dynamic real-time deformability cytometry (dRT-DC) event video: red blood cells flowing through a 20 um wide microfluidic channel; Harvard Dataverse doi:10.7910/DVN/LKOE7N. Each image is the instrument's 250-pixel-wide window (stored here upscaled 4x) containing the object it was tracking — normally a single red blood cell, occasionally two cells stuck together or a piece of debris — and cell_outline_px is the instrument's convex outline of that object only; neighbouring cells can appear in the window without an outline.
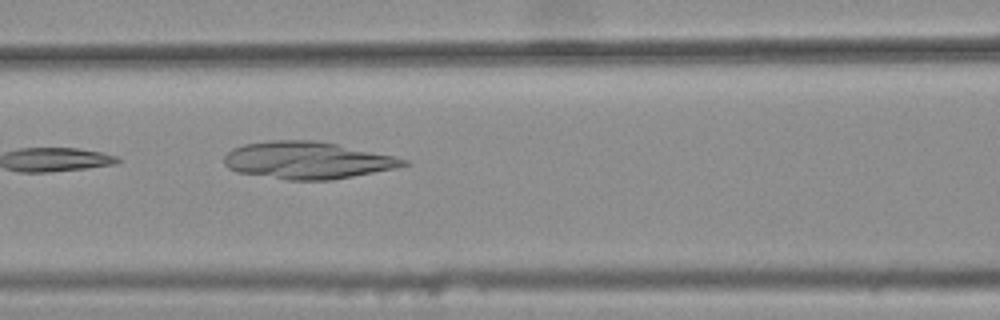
{"species": "common noctule bat (a hibernating species)", "species_latin": "Nyctalus noctula", "temperature_condition": "warm", "stored_images_in_passage": 7, "camera_frame_rate_fps": 3000, "um_per_image_px": 0.085, "animal": {"sex": "female", "body_mass_g": 25.1}, "frame": {"image": 1, "passage_image": 7, "time_ms": 2.0, "image_size_px": [1000, 320], "cell_outline_px": [[412, 164], [396, 168], [332, 180], [288, 180], [236, 172], [228, 168], [224, 164], [224, 156], [232, 148], [244, 144], [268, 140], [316, 140], [336, 144], [392, 156], [408, 160]], "centroid_in_image_um": [26.1, 13.63], "position_along_channel_um": 140.5, "area_um2": 38.84}}